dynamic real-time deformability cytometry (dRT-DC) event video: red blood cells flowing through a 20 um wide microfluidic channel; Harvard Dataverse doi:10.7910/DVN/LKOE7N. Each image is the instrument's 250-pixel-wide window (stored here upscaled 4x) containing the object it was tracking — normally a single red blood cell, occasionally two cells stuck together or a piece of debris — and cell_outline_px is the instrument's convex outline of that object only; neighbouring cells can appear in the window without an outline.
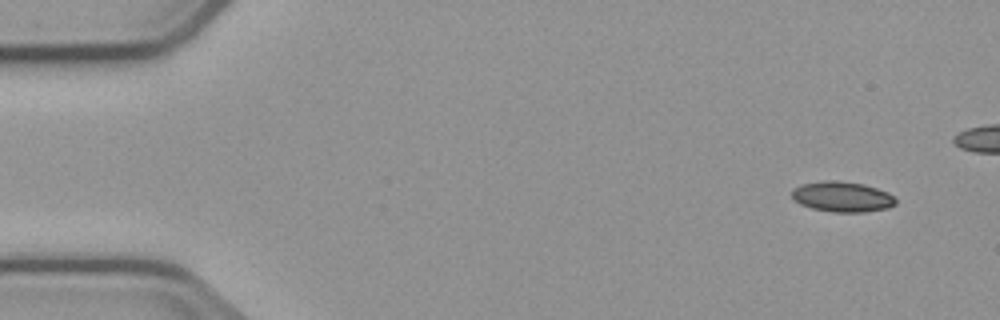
{"species": "common noctule bat (a hibernating species)", "species_latin": "Nyctalus noctula", "temperature_condition": "cold", "stored_images_in_passage": 2, "camera_frame_rate_fps": 3000, "um_per_image_px": 0.085, "animal": {"sex": "male", "body_mass_g": 23.1, "forearm_length_mm": 52.7}, "frame": {"image": 1, "passage_image": 2, "time_ms": 1.333, "image_size_px": [1000, 320], "cell_outline_px": [[896, 204], [888, 208], [864, 212], [832, 212], [812, 208], [800, 204], [792, 200], [792, 188], [804, 184], [824, 180], [832, 180], [864, 184], [888, 192], [896, 200]], "centroid_in_image_um": [71.57, 16.73], "position_along_channel_um": 13.4, "area_um2": 18.38}}